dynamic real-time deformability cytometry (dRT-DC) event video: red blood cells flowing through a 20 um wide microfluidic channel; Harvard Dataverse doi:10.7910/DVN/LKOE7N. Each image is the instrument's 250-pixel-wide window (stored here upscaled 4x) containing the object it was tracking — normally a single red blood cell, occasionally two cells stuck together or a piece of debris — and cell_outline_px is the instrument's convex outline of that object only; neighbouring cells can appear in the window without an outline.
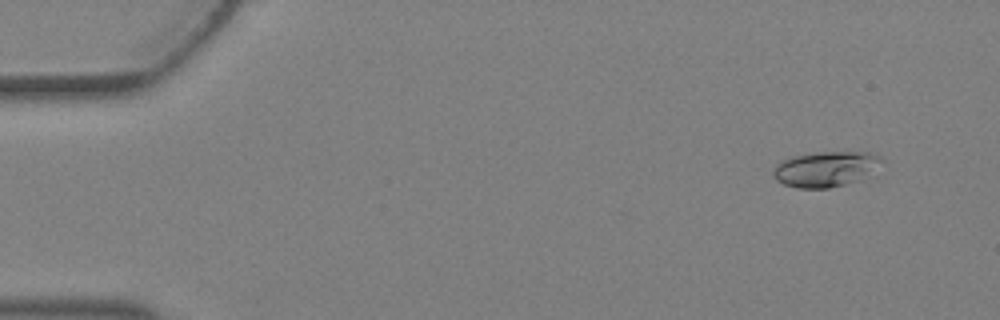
{"species": "Egyptian fruit bat (a non-hibernating species)", "species_latin": "Rousettus aegyptiacus", "temperature_condition": "warm", "stored_images_in_passage": 4, "camera_frame_rate_fps": 3000, "um_per_image_px": 0.085, "animal": {"sex": "female"}, "frame": {"image": 1, "passage_image": 1, "time_ms": 0.0, "image_size_px": [1000, 320], "cell_outline_px": [[884, 160], [860, 180], [828, 188], [796, 188], [784, 184], [776, 180], [772, 176], [772, 172], [776, 164], [784, 160], [796, 156], [820, 152], [868, 152], [880, 156]], "centroid_in_image_um": [70.14, 14.37], "position_along_channel_um": 14.9, "area_um2": 22.02}}
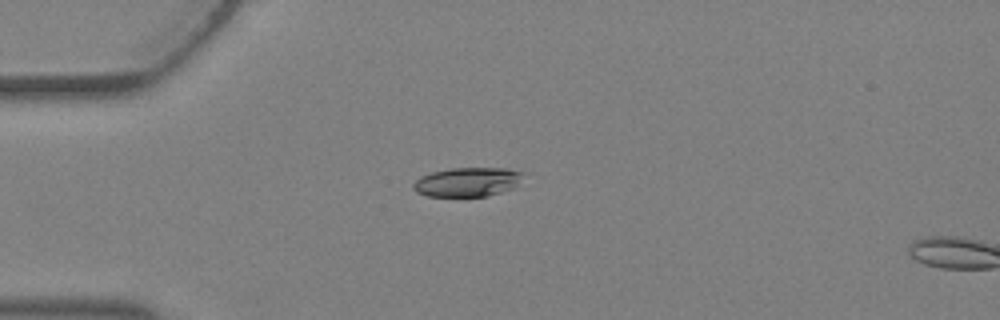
{"frame": {"image": 2, "passage_image": 3, "time_ms": 0.667, "image_size_px": [1000, 320], "cell_outline_px": [[528, 172], [516, 188], [488, 196], [428, 196], [416, 192], [412, 188], [412, 184], [420, 176], [432, 172], [452, 168], [504, 168]], "centroid_in_image_um": [39.81, 15.46], "position_along_channel_um": 45.2, "area_um2": 19.07}}